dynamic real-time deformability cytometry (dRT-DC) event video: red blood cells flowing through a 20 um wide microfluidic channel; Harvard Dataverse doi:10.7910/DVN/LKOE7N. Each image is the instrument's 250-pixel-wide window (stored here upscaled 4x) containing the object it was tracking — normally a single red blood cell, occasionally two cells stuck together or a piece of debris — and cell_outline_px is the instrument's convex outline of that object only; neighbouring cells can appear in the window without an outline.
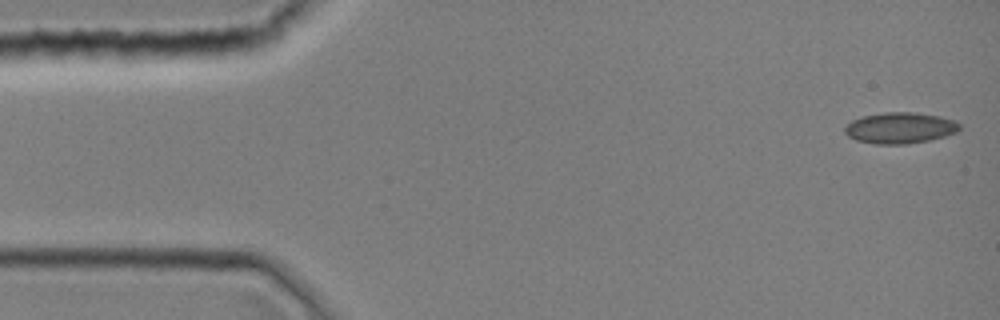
{"species": "common noctule bat (a hibernating species)", "species_latin": "Nyctalus noctula", "temperature_condition": "room temperature", "stored_images_in_passage": 1, "camera_frame_rate_fps": 3000, "um_per_image_px": 0.085, "animal": {"sex": "female", "body_mass_g": 19.0, "forearm_length_mm": 51.5}, "frame": {"image": 1, "passage_image": 1, "time_ms": 0.0, "image_size_px": [1000, 320], "cell_outline_px": [[960, 128], [956, 132], [944, 136], [928, 140], [904, 144], [876, 144], [856, 140], [848, 136], [844, 132], [844, 128], [852, 120], [864, 116], [884, 112], [916, 112], [940, 116], [956, 120], [960, 124]], "centroid_in_image_um": [76.51, 10.86], "position_along_channel_um": 8.5, "area_um2": 20.75}}